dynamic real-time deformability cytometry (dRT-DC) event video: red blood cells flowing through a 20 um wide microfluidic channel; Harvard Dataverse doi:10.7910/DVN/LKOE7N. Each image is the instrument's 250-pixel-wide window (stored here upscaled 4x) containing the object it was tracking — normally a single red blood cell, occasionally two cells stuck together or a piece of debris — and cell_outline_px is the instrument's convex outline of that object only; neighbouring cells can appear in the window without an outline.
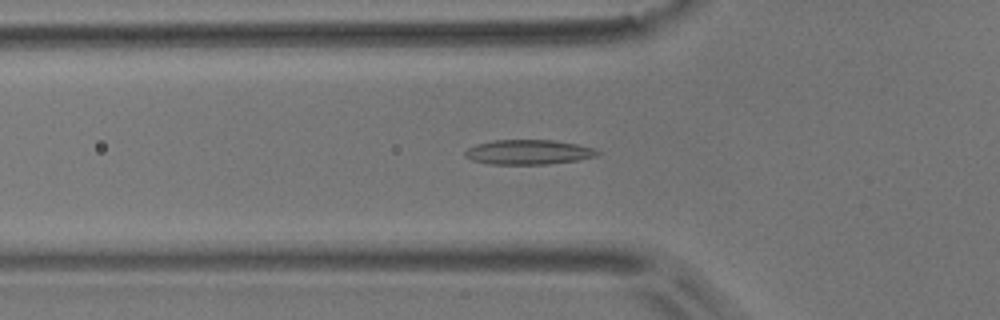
{"species": "common noctule bat (a hibernating species)", "species_latin": "Nyctalus noctula", "temperature_condition": "room temperature", "stored_images_in_passage": 37, "camera_frame_rate_fps": 3000, "um_per_image_px": 0.085, "animal": {"sex": "male", "body_mass_g": 17.9}, "frame": {"image": 1, "passage_image": 7, "time_ms": 2.0, "image_size_px": [1000, 320], "cell_outline_px": [[600, 152], [596, 156], [576, 160], [548, 164], [492, 164], [472, 160], [464, 156], [464, 152], [468, 148], [476, 144], [492, 140], [552, 140], [576, 144], [592, 148]], "centroid_in_image_um": [44.87, 12.93], "position_along_channel_um": 80.9, "area_um2": 18.9}}
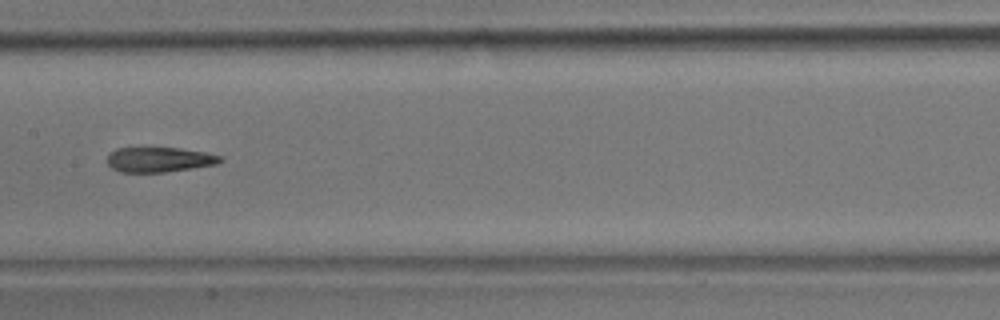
{"frame": {"image": 2, "passage_image": 16, "time_ms": 5.0, "image_size_px": [1000, 320], "cell_outline_px": [[224, 160], [216, 164], [192, 168], [164, 172], [120, 172], [112, 168], [108, 164], [108, 156], [116, 148], [180, 148], [204, 152], [220, 156]], "centroid_in_image_um": [13.54, 13.57], "position_along_channel_um": 193.9, "area_um2": 16.24}}
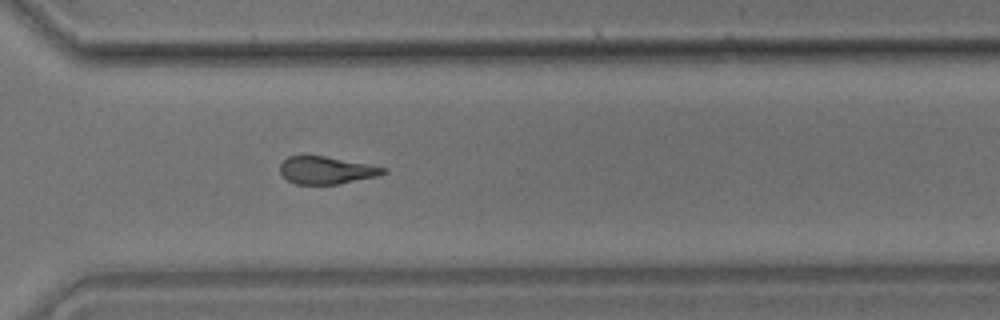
{"frame": {"image": 3, "passage_image": 28, "time_ms": 9.0, "image_size_px": [1000, 320], "cell_outline_px": [[388, 172], [376, 176], [340, 184], [296, 184], [288, 180], [280, 172], [280, 164], [288, 156], [324, 156], [368, 164], [388, 168]], "centroid_in_image_um": [27.76, 14.47], "position_along_channel_um": 342.8, "area_um2": 16.42}, "authors_computed_cell_mechanics": {"area_um2": 17.34, "velocity_mm_per_s": 3.7378, "shape_relaxation_time_tau1_ms": 8.9042, "shape_relaxation_time_tau2_ms": 3.6528, "deformation_change_tau1": 0.1942, "deformation_change_tau2": 0.1267}}